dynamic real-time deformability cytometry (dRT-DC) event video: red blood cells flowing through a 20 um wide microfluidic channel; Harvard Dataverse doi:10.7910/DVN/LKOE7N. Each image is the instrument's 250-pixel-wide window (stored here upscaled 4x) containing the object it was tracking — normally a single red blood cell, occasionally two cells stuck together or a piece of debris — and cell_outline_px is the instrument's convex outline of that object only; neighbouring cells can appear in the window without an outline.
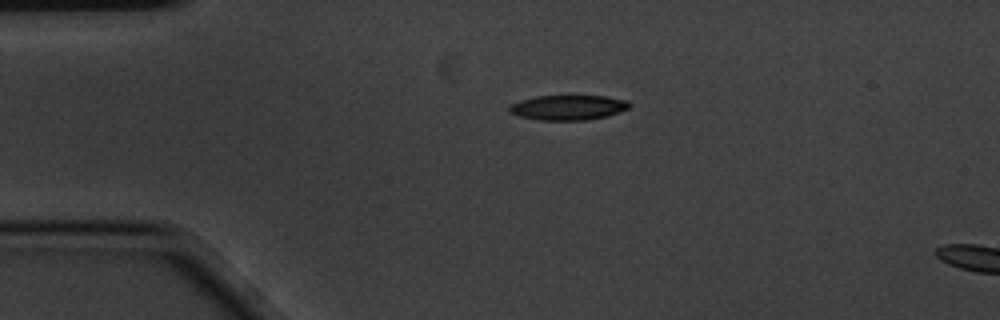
{"species": "common noctule bat (a hibernating species)", "species_latin": "Nyctalus noctula", "temperature_condition": "cold", "stored_images_in_passage": 2, "segment_of_instrument_passage": [1, 2], "camera_frame_rate_fps": 3000, "um_per_image_px": 0.085, "animal": {"sex": "male", "body_mass_g": 20.1, "forearm_length_mm": 53.5}, "frame": {"image": 1, "passage_image": 1, "time_ms": 0.0, "image_size_px": [1000, 320], "cell_outline_px": [[632, 104], [628, 108], [620, 112], [608, 116], [588, 120], [540, 120], [520, 116], [508, 112], [508, 104], [520, 100], [536, 96], [604, 96], [628, 100]], "centroid_in_image_um": [48.29, 9.14], "position_along_channel_um": 36.7, "area_um2": 17.63}}